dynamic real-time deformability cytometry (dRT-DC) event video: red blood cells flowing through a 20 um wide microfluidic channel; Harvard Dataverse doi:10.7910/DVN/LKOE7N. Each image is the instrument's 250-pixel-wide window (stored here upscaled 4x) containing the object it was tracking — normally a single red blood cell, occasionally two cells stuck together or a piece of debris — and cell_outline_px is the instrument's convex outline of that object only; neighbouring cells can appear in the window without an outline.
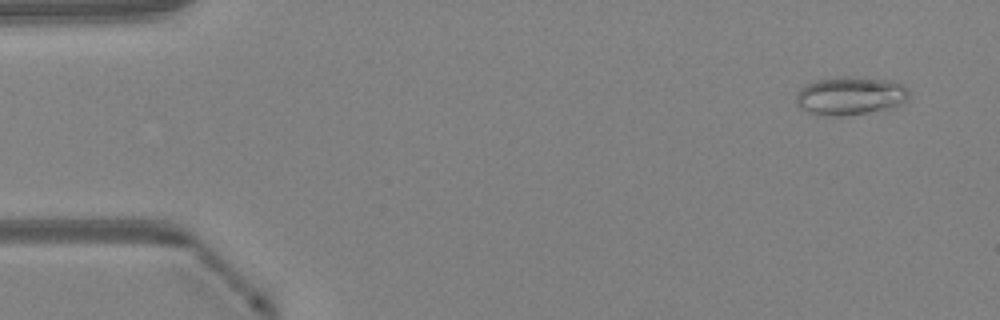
{"species": "Egyptian fruit bat (a non-hibernating species)", "species_latin": "Rousettus aegyptiacus", "temperature_condition": "warm", "stored_images_in_passage": 7, "camera_frame_rate_fps": 3000, "um_per_image_px": 0.085, "animal": {"sex": "female"}, "frame": {"image": 1, "passage_image": 3, "time_ms": 0.667, "image_size_px": [1000, 320], "cell_outline_px": [[908, 100], [900, 104], [888, 108], [840, 116], [820, 116], [808, 112], [800, 108], [796, 104], [796, 92], [800, 88], [816, 80], [848, 76], [888, 80], [904, 84], [908, 88]], "centroid_in_image_um": [72.25, 8.14], "position_along_channel_um": 12.8, "area_um2": 25.14}}